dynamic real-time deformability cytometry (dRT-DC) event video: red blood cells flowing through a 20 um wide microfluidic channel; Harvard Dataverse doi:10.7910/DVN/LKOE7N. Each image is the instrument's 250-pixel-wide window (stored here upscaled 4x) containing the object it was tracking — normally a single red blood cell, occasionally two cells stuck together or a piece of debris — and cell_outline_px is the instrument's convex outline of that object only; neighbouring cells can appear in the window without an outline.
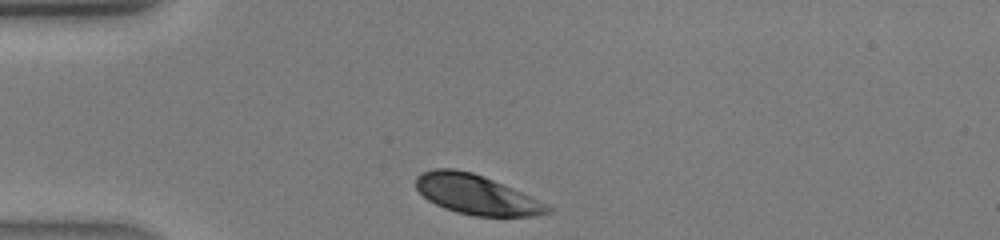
{"species": "human", "species_latin": "Homo sapiens", "temperature_condition": "warm", "stored_images_in_passage": 24, "camera_frame_rate_fps": 3000, "um_per_image_px": 0.085, "donor": {"sex": "male"}, "frame": {"image": 1, "passage_image": 1, "time_ms": 0.0, "image_size_px": [1000, 240], "cell_outline_px": [[552, 212], [532, 216], [472, 216], [456, 212], [444, 208], [428, 200], [416, 188], [416, 176], [432, 168], [452, 168], [472, 172], [484, 176], [512, 188], [552, 208]], "centroid_in_image_um": [40.43, 16.53], "position_along_channel_um": 44.6, "area_um2": 30.06}}
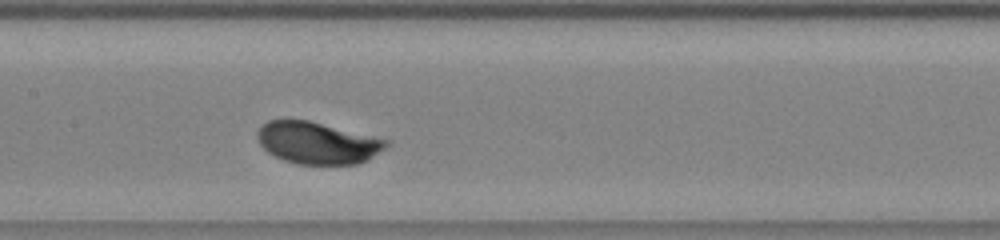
{"frame": {"image": 2, "passage_image": 11, "time_ms": 3.333, "image_size_px": [1000, 240], "cell_outline_px": [[388, 144], [384, 148], [368, 160], [356, 164], [300, 164], [284, 160], [268, 152], [260, 144], [256, 136], [256, 132], [260, 124], [268, 120], [308, 120], [388, 140]], "centroid_in_image_um": [26.93, 12.14], "position_along_channel_um": 180.5, "area_um2": 31.21}}
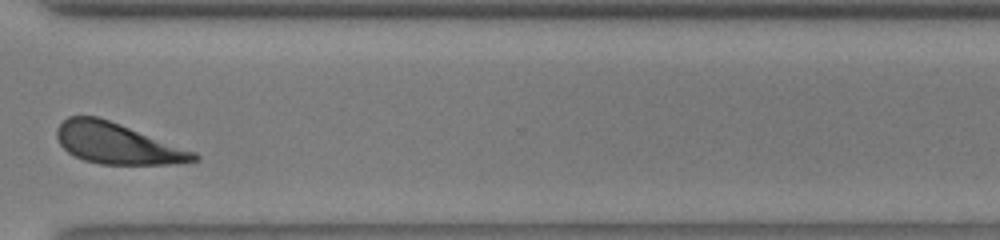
{"frame": {"image": 3, "passage_image": 22, "time_ms": 7.0, "image_size_px": [1000, 240], "cell_outline_px": [[200, 160], [172, 164], [100, 164], [84, 160], [68, 152], [60, 144], [56, 136], [56, 128], [68, 116], [96, 116], [120, 124], [196, 152], [200, 156]], "centroid_in_image_um": [9.96, 12.2], "position_along_channel_um": 360.6, "area_um2": 32.37}}